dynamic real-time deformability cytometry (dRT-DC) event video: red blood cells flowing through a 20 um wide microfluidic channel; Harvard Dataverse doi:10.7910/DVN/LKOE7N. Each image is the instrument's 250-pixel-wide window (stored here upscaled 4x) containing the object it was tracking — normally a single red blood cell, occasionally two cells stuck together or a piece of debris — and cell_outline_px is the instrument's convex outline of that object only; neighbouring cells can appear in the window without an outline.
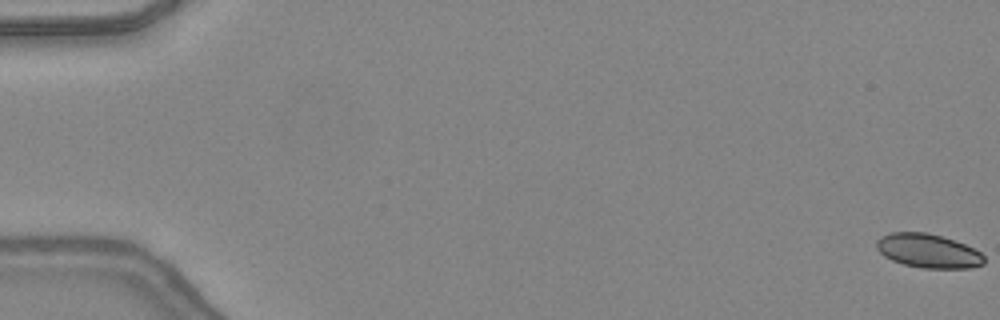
{"species": "common noctule bat (a hibernating species)", "species_latin": "Nyctalus noctula", "temperature_condition": "warm", "stored_images_in_passage": 49, "camera_frame_rate_fps": 3000, "um_per_image_px": 0.085, "animal": {"sex": "female", "body_mass_g": 24.6, "forearm_length_mm": 56.2}, "frame": {"image": 1, "passage_image": 1, "time_ms": 0.0, "image_size_px": [1000, 320], "cell_outline_px": [[984, 264], [972, 268], [920, 268], [904, 264], [892, 260], [884, 256], [876, 248], [876, 240], [880, 236], [892, 232], [928, 232], [964, 244], [980, 252], [984, 256]], "centroid_in_image_um": [78.87, 21.33], "position_along_channel_um": 6.1, "area_um2": 21.27}}
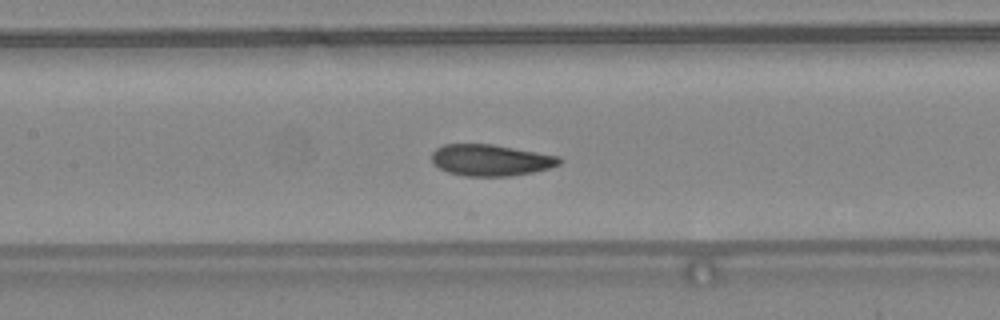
{"frame": {"image": 2, "passage_image": 24, "time_ms": 7.667, "image_size_px": [1000, 320], "cell_outline_px": [[564, 160], [560, 164], [548, 168], [532, 172], [508, 176], [464, 176], [448, 172], [440, 168], [432, 160], [432, 152], [436, 148], [444, 144], [492, 144], [560, 156]], "centroid_in_image_um": [41.73, 13.6], "position_along_channel_um": 165.7, "area_um2": 23.29}}
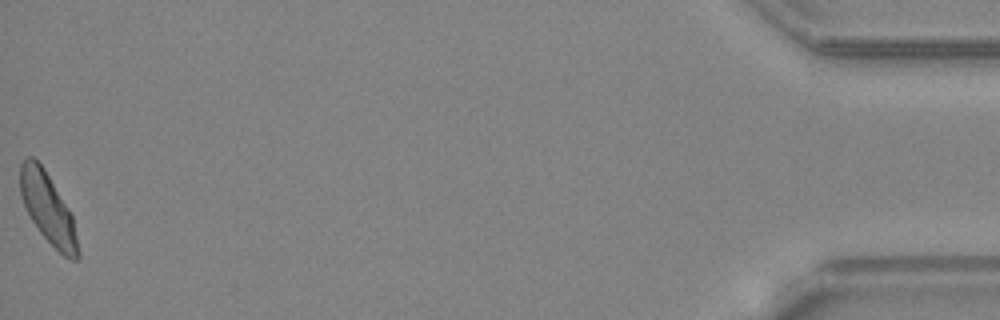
{"frame": {"image": 3, "passage_image": 49, "time_ms": 16.0, "image_size_px": [1000, 320], "cell_outline_px": [[80, 256], [76, 260], [72, 260], [64, 256], [40, 232], [32, 220], [20, 196], [20, 164], [28, 156], [32, 156], [44, 168], [68, 208], [72, 216], [80, 252]], "centroid_in_image_um": [4.07, 17.71], "position_along_channel_um": 431.1, "area_um2": 23.24}, "authors_computed_cell_mechanics": {"area_um2": 23.4668, "velocity_mm_per_s": 4.3699, "shape_relaxation_time_tau1_ms": 3.7888, "shape_relaxation_time_tau2_ms": 1.1626, "deformation_change_tau1": 0.1461, "deformation_change_tau2": 0.0828}}